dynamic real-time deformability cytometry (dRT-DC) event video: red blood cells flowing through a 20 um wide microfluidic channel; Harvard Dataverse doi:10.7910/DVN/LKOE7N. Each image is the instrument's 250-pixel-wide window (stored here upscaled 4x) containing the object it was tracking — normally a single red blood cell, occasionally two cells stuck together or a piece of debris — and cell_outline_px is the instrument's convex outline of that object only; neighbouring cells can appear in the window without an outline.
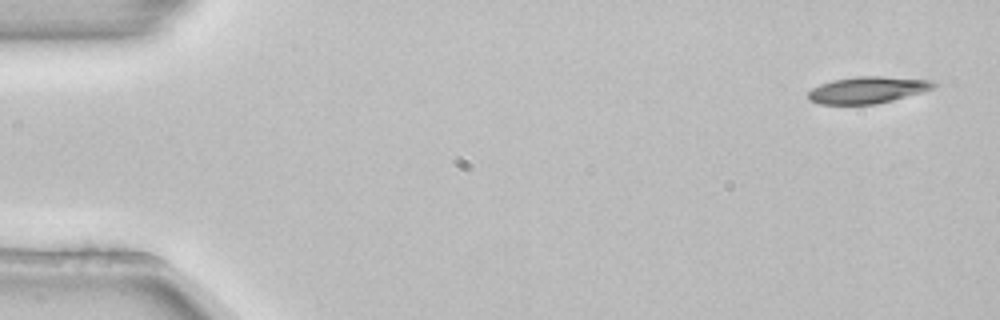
{"species": "common noctule bat (a hibernating species)", "species_latin": "Nyctalus noctula", "temperature_condition": "room temperature", "stored_images_in_passage": 2, "segment_of_instrument_passage": [2, 2], "camera_frame_rate_fps": 3000, "um_per_image_px": 0.085, "animal": {"sex": "female", "body_mass_g": 22.7, "forearm_length_mm": 54.2}, "frame": {"image": 1, "passage_image": 2, "time_ms": 0.333, "image_size_px": [1000, 320], "cell_outline_px": [[940, 84], [936, 88], [892, 100], [876, 104], [820, 104], [808, 100], [808, 92], [812, 88], [820, 84], [832, 80], [856, 76], [880, 76], [932, 80]], "centroid_in_image_um": [73.76, 7.64], "position_along_channel_um": 11.2, "area_um2": 19.65}}